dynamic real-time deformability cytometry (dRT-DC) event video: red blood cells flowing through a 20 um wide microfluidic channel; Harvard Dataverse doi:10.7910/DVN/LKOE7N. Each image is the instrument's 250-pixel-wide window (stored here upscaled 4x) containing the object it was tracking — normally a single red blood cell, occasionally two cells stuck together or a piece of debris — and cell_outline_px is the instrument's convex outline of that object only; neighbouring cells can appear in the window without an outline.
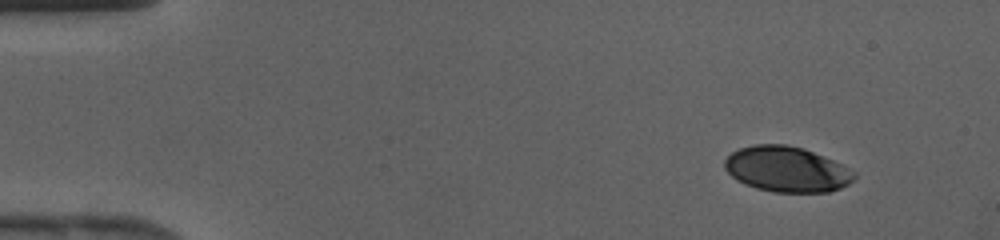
{"species": "human", "species_latin": "Homo sapiens", "temperature_condition": "cold", "stored_images_in_passage": 39, "camera_frame_rate_fps": 3000, "um_per_image_px": 0.085, "donor": {"sex": "female"}, "frame": {"image": 1, "passage_image": 1, "time_ms": 0.0, "image_size_px": [1000, 240], "cell_outline_px": [[856, 176], [848, 184], [840, 188], [828, 192], [772, 192], [756, 188], [744, 184], [736, 180], [724, 168], [724, 160], [732, 152], [740, 148], [756, 144], [784, 144], [804, 148], [832, 160], [856, 172]], "centroid_in_image_um": [66.85, 14.39], "position_along_channel_um": 18.1, "area_um2": 34.28}}
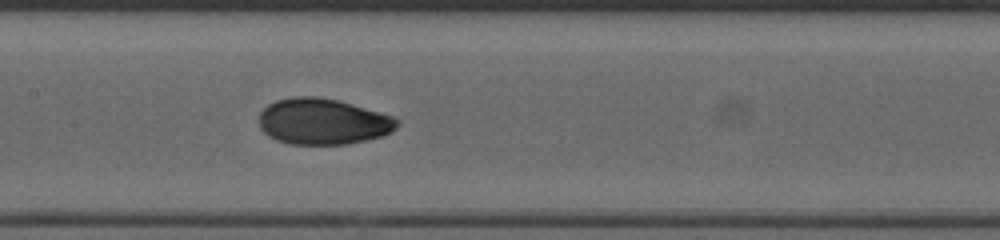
{"frame": {"image": 2, "passage_image": 18, "time_ms": 5.667, "image_size_px": [1000, 240], "cell_outline_px": [[400, 124], [392, 132], [384, 136], [344, 144], [292, 144], [276, 140], [268, 136], [260, 128], [260, 112], [268, 104], [276, 100], [292, 96], [316, 96], [336, 100], [352, 104], [392, 116], [400, 120]], "centroid_in_image_um": [27.45, 10.32], "position_along_channel_um": 180.0, "area_um2": 37.05}}
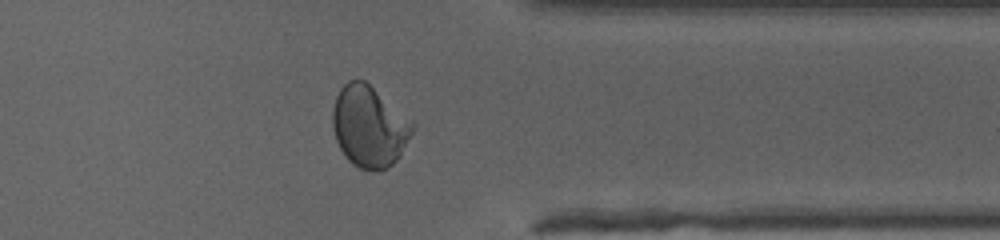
{"frame": {"image": 3, "passage_image": 31, "time_ms": 10.0, "image_size_px": [1000, 240], "cell_outline_px": [[416, 124], [400, 156], [388, 168], [380, 172], [372, 172], [360, 168], [352, 164], [344, 156], [336, 140], [332, 128], [332, 108], [336, 96], [340, 88], [348, 80], [364, 80], [412, 120]], "centroid_in_image_um": [31.37, 10.78], "position_along_channel_um": 380.0, "area_um2": 38.09}}